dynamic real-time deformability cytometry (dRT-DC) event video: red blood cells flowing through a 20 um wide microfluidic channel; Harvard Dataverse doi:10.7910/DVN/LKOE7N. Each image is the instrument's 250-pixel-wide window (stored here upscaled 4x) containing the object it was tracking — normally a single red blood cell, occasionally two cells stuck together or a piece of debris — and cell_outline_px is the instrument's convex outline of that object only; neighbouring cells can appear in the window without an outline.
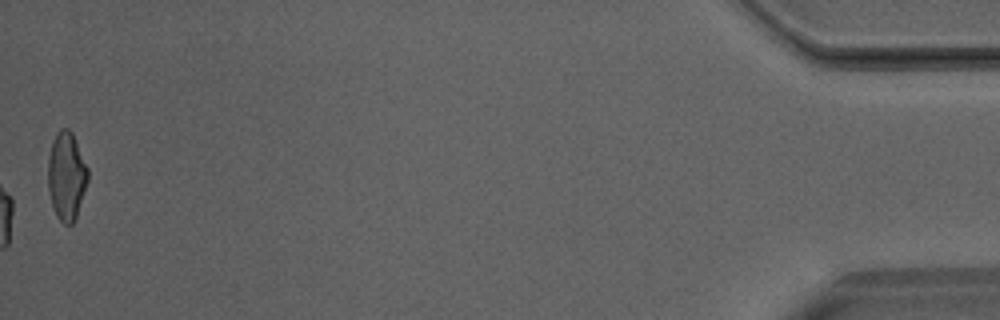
{"species": "Egyptian fruit bat (a non-hibernating species)", "species_latin": "Rousettus aegyptiacus", "temperature_condition": "room temperature", "stored_images_in_passage": 46, "camera_frame_rate_fps": 3000, "um_per_image_px": 0.085, "animal": {"sex": "male"}, "frame": {"image": 1, "passage_image": 46, "time_ms": 15.0, "image_size_px": [1000, 320], "cell_outline_px": [[88, 180], [76, 216], [72, 224], [64, 224], [56, 216], [52, 204], [48, 188], [48, 156], [52, 140], [56, 132], [60, 128], [68, 128], [72, 132], [88, 168]], "centroid_in_image_um": [5.64, 14.92], "position_along_channel_um": 429.6, "area_um2": 20.46}}